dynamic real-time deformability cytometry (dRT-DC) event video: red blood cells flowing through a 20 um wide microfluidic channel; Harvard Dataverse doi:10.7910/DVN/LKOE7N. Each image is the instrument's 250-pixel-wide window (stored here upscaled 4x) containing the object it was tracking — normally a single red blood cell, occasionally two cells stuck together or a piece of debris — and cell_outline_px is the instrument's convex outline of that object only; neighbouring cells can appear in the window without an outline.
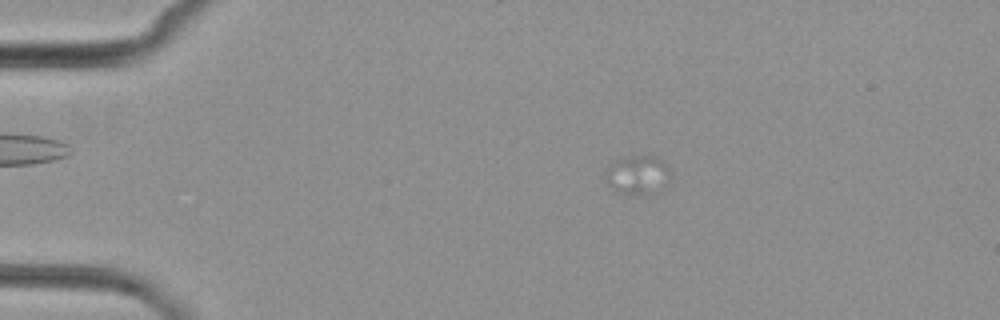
{"species": "common noctule bat (a hibernating species)", "species_latin": "Nyctalus noctula", "temperature_condition": "cold", "stored_images_in_passage": 5, "camera_frame_rate_fps": 3000, "um_per_image_px": 0.085, "animal": {"sex": "female", "body_mass_g": 29.2, "forearm_length_mm": 56.3}, "frame": {"image": 1, "passage_image": 3, "time_ms": 2.333, "image_size_px": [1000, 320], "cell_outline_px": [[668, 184], [648, 192], [620, 192], [608, 184], [604, 176], [608, 164], [616, 160], [636, 156], [656, 156], [668, 164]], "centroid_in_image_um": [54.18, 14.8], "position_along_channel_um": 30.8, "area_um2": 13.99}}
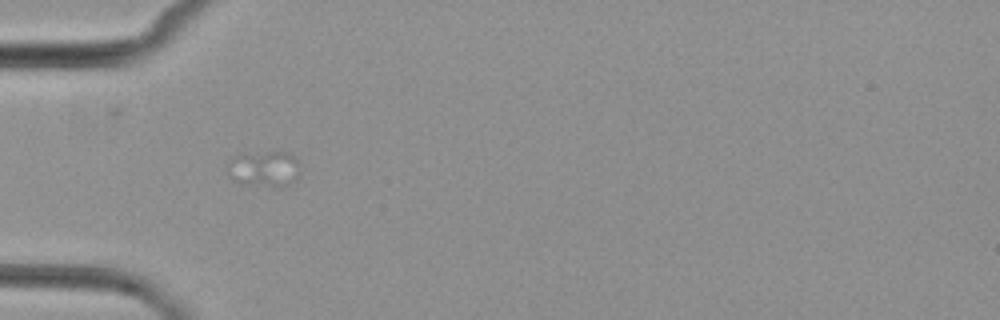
{"frame": {"image": 2, "passage_image": 5, "time_ms": 4.667, "image_size_px": [1000, 320], "cell_outline_px": [[296, 176], [288, 184], [280, 188], [276, 188], [240, 184], [232, 180], [228, 176], [228, 164], [236, 156], [268, 152], [288, 152], [296, 160]], "centroid_in_image_um": [22.39, 14.4], "position_along_channel_um": 62.6, "area_um2": 14.8}}